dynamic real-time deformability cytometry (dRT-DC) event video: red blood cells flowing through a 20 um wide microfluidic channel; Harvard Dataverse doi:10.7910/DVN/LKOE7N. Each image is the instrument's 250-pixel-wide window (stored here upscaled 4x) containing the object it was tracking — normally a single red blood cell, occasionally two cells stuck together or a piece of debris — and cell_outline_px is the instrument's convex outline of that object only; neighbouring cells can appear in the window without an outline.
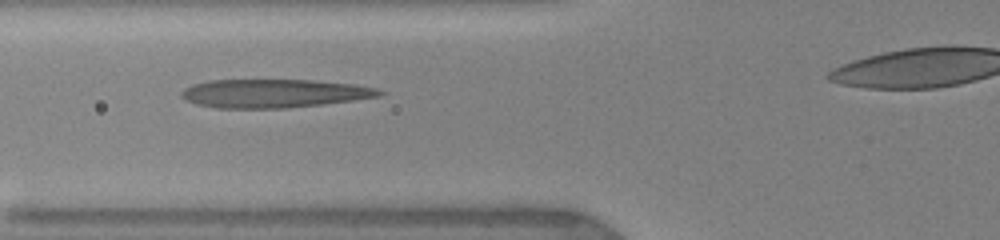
{"species": "human", "species_latin": "Homo sapiens", "temperature_condition": "warm", "stored_images_in_passage": 49, "camera_frame_rate_fps": 3000, "um_per_image_px": 0.085, "donor": {"sex": "female"}, "frame": {"image": 1, "passage_image": 10, "time_ms": 3.333, "image_size_px": [1000, 240], "cell_outline_px": [[384, 92], [380, 96], [352, 100], [288, 108], [216, 108], [196, 104], [184, 100], [180, 96], [180, 92], [184, 88], [192, 84], [208, 80], [312, 80], [356, 84], [376, 88]], "centroid_in_image_um": [23.22, 7.93], "position_along_channel_um": 102.6, "area_um2": 32.95}}
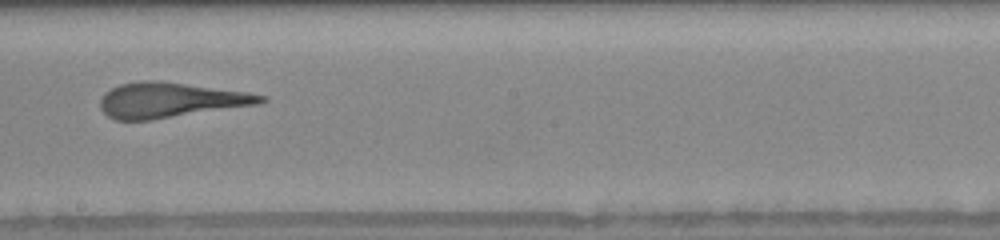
{"frame": {"image": 2, "passage_image": 23, "time_ms": 6.667, "image_size_px": [1000, 240], "cell_outline_px": [[268, 100], [260, 104], [152, 120], [116, 120], [108, 116], [100, 108], [100, 100], [104, 92], [120, 84], [144, 80], [156, 80], [248, 92], [268, 96]], "centroid_in_image_um": [14.49, 8.51], "position_along_channel_um": 233.7, "area_um2": 32.95}}
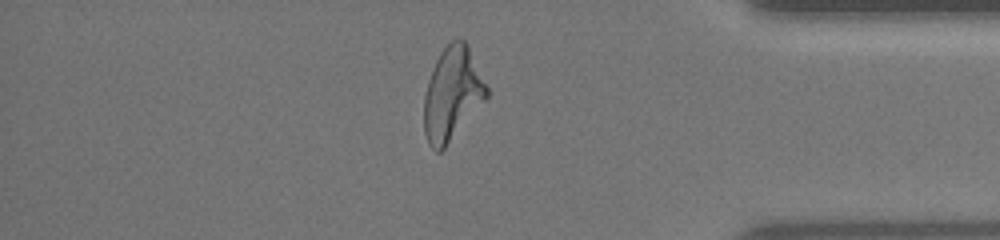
{"frame": {"image": 3, "passage_image": 46, "time_ms": 11.333, "image_size_px": [1000, 240], "cell_outline_px": [[488, 96], [444, 148], [440, 152], [436, 152], [428, 144], [424, 132], [424, 96], [428, 80], [432, 68], [440, 52], [452, 40], [464, 40], [468, 44], [488, 88]], "centroid_in_image_um": [38.42, 7.97], "position_along_channel_um": 396.8, "area_um2": 33.7}}